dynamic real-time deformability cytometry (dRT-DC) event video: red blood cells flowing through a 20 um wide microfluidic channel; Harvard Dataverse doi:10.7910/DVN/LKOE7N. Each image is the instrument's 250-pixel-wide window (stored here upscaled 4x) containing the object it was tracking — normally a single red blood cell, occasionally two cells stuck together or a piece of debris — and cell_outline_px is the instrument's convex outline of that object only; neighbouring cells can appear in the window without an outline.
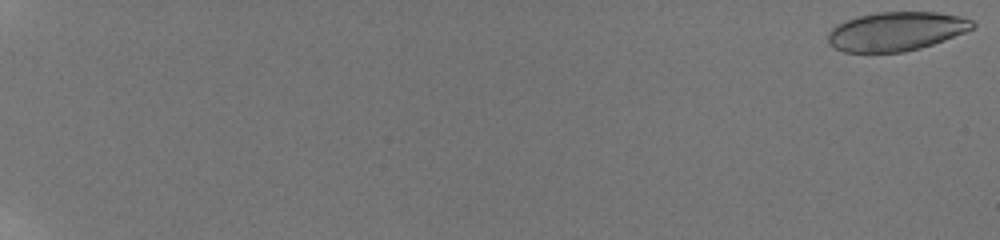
{"species": "human", "species_latin": "Homo sapiens", "temperature_condition": "room temperature", "stored_images_in_passage": 59, "camera_frame_rate_fps": 3000, "um_per_image_px": 0.085, "donor": {"sex": "male"}, "frame": {"image": 1, "passage_image": 1, "time_ms": 0.0, "image_size_px": [1000, 240], "cell_outline_px": [[976, 28], [944, 40], [920, 48], [904, 52], [844, 52], [828, 44], [828, 32], [836, 24], [856, 16], [876, 12], [936, 12], [960, 16], [972, 20], [976, 24]], "centroid_in_image_um": [76.17, 2.66], "position_along_channel_um": 8.8, "area_um2": 33.0}}
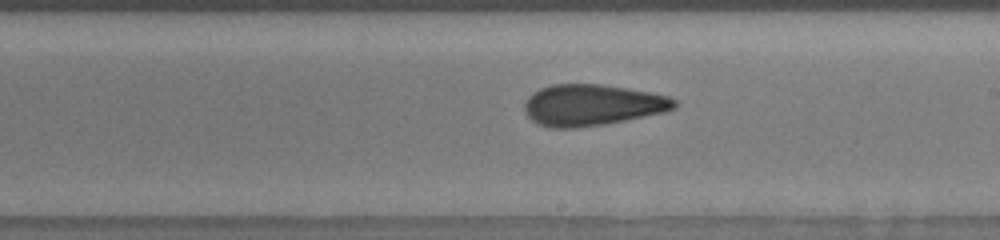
{"frame": {"image": 2, "passage_image": 39, "time_ms": 12.667, "image_size_px": [1000, 240], "cell_outline_px": [[676, 108], [664, 112], [604, 124], [576, 128], [552, 128], [540, 124], [532, 120], [524, 112], [524, 104], [528, 96], [532, 92], [540, 88], [552, 84], [604, 84], [628, 88], [668, 96], [676, 100]], "centroid_in_image_um": [50.3, 8.92], "position_along_channel_um": 238.7, "area_um2": 36.07}}
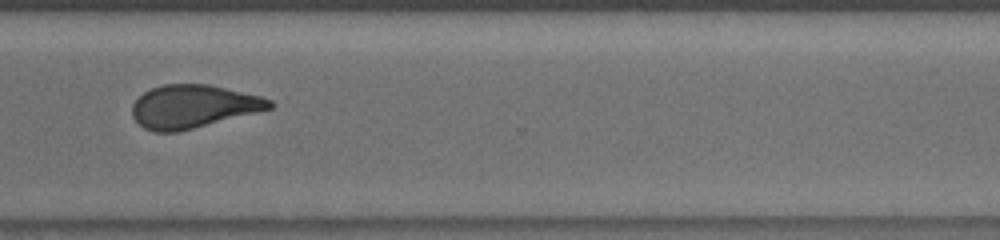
{"frame": {"image": 3, "passage_image": 48, "time_ms": 15.667, "image_size_px": [1000, 240], "cell_outline_px": [[276, 104], [272, 108], [180, 132], [152, 132], [144, 128], [132, 116], [132, 104], [144, 92], [152, 88], [164, 84], [208, 84], [260, 96], [272, 100]], "centroid_in_image_um": [16.41, 9.06], "position_along_channel_um": 354.2, "area_um2": 34.51}, "authors_computed_cell_mechanics": {"area_um2": 34.5644, "velocity_mm_per_s": 3.8488, "shape_relaxation_time_tau1_ms": null, "shape_relaxation_time_tau2_ms": 1.6956, "deformation_change_tau1": null, "deformation_change_tau2": 0.0894}}